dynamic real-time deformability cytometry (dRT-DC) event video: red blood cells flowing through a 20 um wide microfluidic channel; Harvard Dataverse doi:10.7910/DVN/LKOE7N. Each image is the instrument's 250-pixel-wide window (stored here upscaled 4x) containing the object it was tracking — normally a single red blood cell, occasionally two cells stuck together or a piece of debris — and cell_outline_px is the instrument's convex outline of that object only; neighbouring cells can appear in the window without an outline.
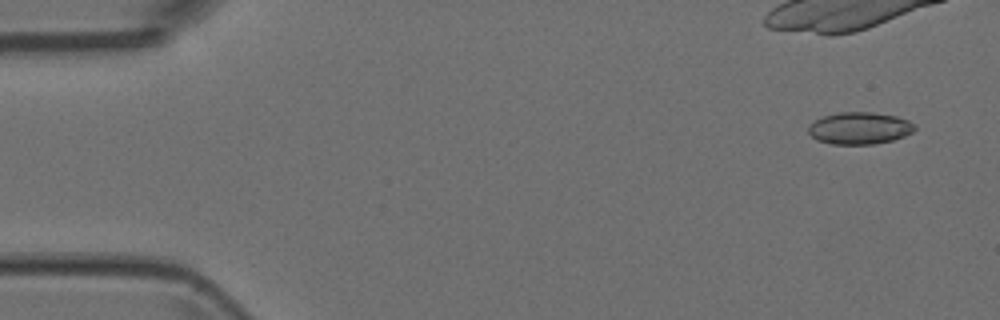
{"species": "Egyptian fruit bat (a non-hibernating species)", "species_latin": "Rousettus aegyptiacus", "temperature_condition": "room temperature", "stored_images_in_passage": 8, "camera_frame_rate_fps": 3000, "um_per_image_px": 0.085, "animal": {"sex": "female"}, "frame": {"image": 1, "passage_image": 1, "time_ms": 0.0, "image_size_px": [1000, 320], "cell_outline_px": [[916, 128], [912, 132], [904, 136], [892, 140], [872, 144], [832, 144], [816, 140], [808, 132], [808, 124], [824, 116], [840, 112], [872, 112], [896, 116], [908, 120], [916, 124]], "centroid_in_image_um": [73.06, 10.89], "position_along_channel_um": 11.9, "area_um2": 19.88}}
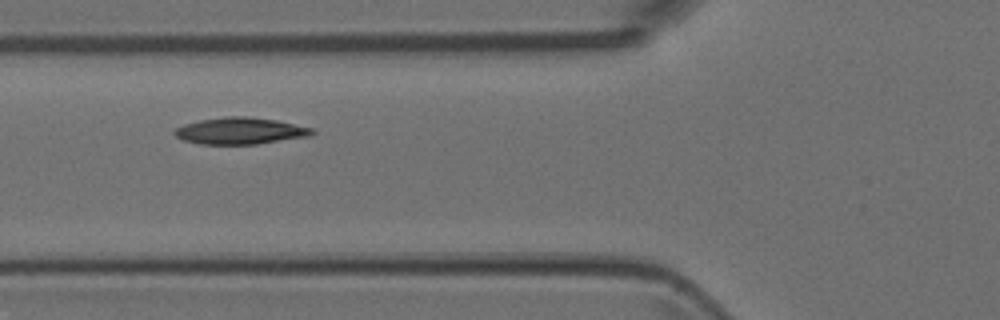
{"frame": {"image": 2, "passage_image": 7, "time_ms": 2.0, "image_size_px": [1000, 320], "cell_outline_px": [[316, 132], [308, 136], [256, 144], [200, 144], [184, 140], [176, 136], [172, 132], [176, 128], [184, 124], [200, 120], [224, 116], [248, 116], [276, 120], [312, 128]], "centroid_in_image_um": [20.39, 11.12], "position_along_channel_um": 105.4, "area_um2": 21.27}}
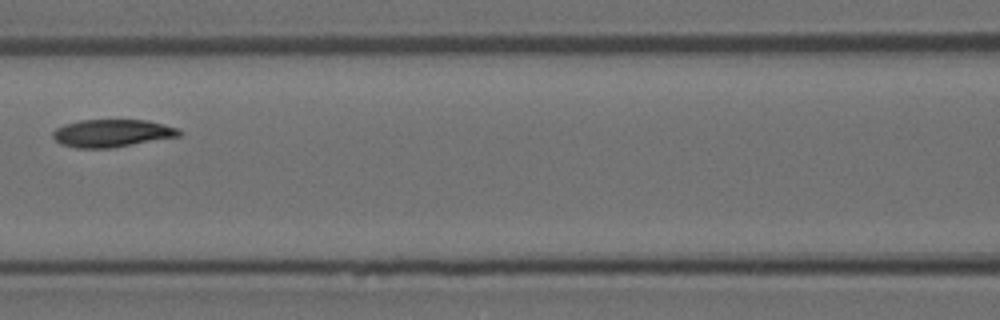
{"frame": {"image": 3, "passage_image": 8, "time_ms": 2.333, "image_size_px": [1000, 320], "cell_outline_px": [[184, 132], [180, 136], [112, 148], [76, 148], [60, 144], [52, 136], [52, 132], [56, 128], [64, 124], [80, 120], [148, 120], [180, 128]], "centroid_in_image_um": [9.55, 11.32], "position_along_channel_um": 157.1, "area_um2": 20.58}}